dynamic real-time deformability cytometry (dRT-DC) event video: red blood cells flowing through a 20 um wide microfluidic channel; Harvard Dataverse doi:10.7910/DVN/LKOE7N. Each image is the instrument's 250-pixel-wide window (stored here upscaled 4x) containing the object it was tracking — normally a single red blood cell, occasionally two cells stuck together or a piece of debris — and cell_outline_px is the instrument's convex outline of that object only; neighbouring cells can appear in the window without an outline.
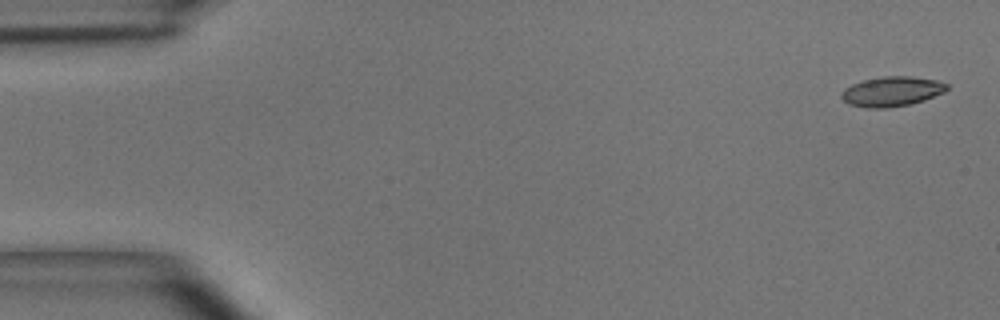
{"species": "common noctule bat (a hibernating species)", "species_latin": "Nyctalus noctula", "temperature_condition": "room temperature", "stored_images_in_passage": 6, "camera_frame_rate_fps": 3000, "um_per_image_px": 0.085, "animal": {"sex": "male", "body_mass_g": 15.6}, "frame": {"image": 1, "passage_image": 1, "time_ms": 0.0, "image_size_px": [1000, 320], "cell_outline_px": [[948, 88], [944, 92], [924, 100], [908, 104], [888, 108], [868, 108], [848, 104], [840, 96], [840, 92], [844, 88], [852, 84], [864, 80], [884, 76], [912, 76], [936, 80], [948, 84]], "centroid_in_image_um": [75.78, 7.77], "position_along_channel_um": 9.2, "area_um2": 18.32}}
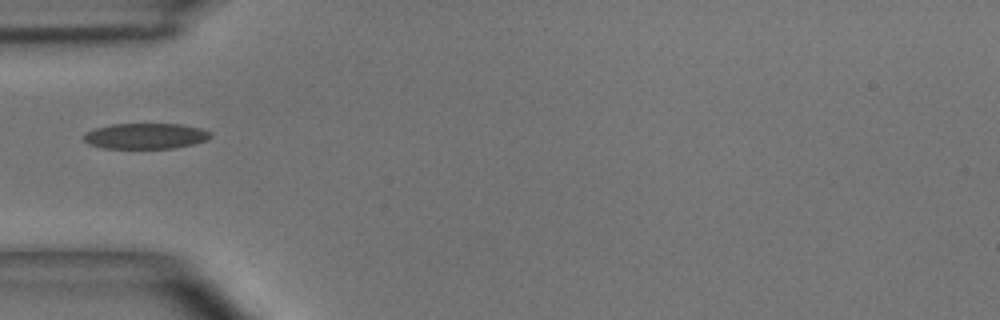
{"frame": {"image": 2, "passage_image": 5, "time_ms": 1.333, "image_size_px": [1000, 320], "cell_outline_px": [[212, 136], [208, 140], [192, 144], [172, 148], [104, 148], [88, 144], [84, 140], [84, 136], [88, 132], [96, 128], [112, 124], [180, 124], [200, 128], [212, 132]], "centroid_in_image_um": [12.41, 11.56], "position_along_channel_um": 72.6, "area_um2": 18.84}}
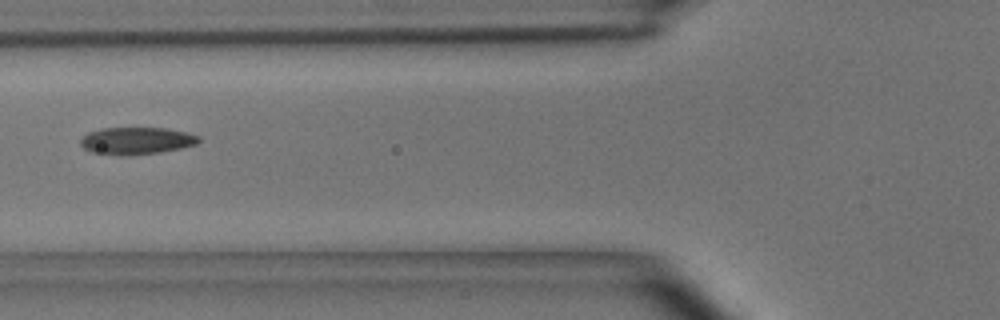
{"frame": {"image": 3, "passage_image": 6, "time_ms": 1.667, "image_size_px": [1000, 320], "cell_outline_px": [[200, 140], [196, 144], [180, 148], [156, 152], [120, 156], [92, 152], [84, 148], [80, 144], [80, 140], [88, 132], [100, 128], [164, 128], [188, 132], [200, 136]], "centroid_in_image_um": [11.58, 11.95], "position_along_channel_um": 114.2, "area_um2": 18.61}}